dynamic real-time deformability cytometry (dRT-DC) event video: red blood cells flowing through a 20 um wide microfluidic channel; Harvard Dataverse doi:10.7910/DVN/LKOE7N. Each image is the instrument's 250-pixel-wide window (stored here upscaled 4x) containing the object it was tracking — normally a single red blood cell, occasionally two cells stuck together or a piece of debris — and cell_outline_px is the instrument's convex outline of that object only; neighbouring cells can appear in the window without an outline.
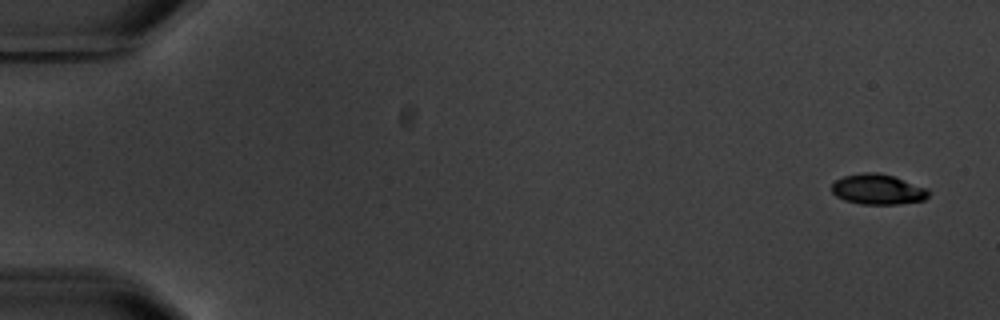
{"species": "common noctule bat (a hibernating species)", "species_latin": "Nyctalus noctula", "temperature_condition": "warm", "stored_images_in_passage": 6, "camera_frame_rate_fps": 3000, "um_per_image_px": 0.085, "animal": {"sex": "male", "body_mass_g": 20.1, "forearm_length_mm": 53.5}, "frame": {"image": 1, "passage_image": 1, "time_ms": 0.0, "image_size_px": [1000, 320], "cell_outline_px": [[932, 192], [924, 200], [900, 204], [860, 204], [844, 200], [836, 196], [832, 192], [832, 184], [836, 180], [844, 176], [864, 172], [876, 172], [892, 176], [928, 188]], "centroid_in_image_um": [74.63, 16.1], "position_along_channel_um": 10.4, "area_um2": 17.17}}
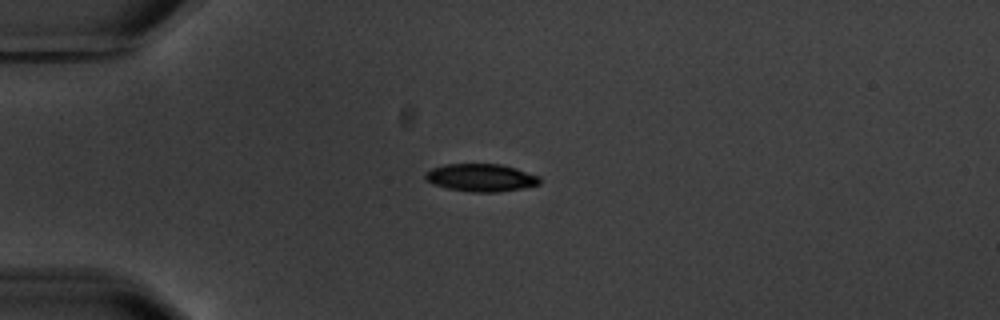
{"frame": {"image": 2, "passage_image": 4, "time_ms": 4.333, "image_size_px": [1000, 320], "cell_outline_px": [[540, 184], [520, 188], [496, 192], [472, 192], [448, 188], [432, 184], [424, 176], [424, 172], [432, 168], [444, 164], [500, 164], [516, 168], [540, 176]], "centroid_in_image_um": [40.86, 15.09], "position_along_channel_um": 44.1, "area_um2": 18.38}}
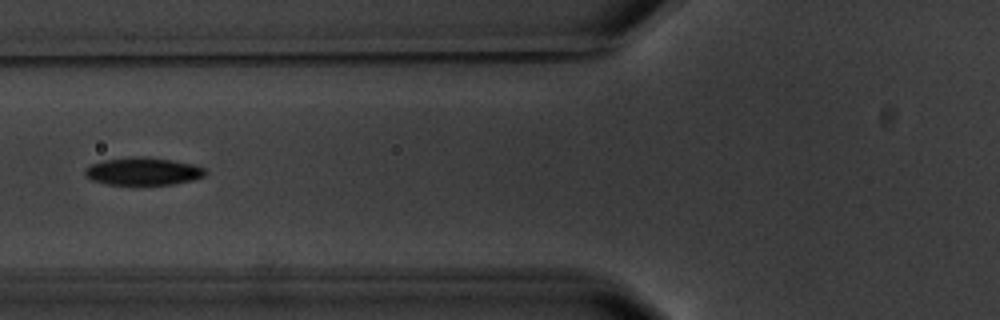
{"frame": {"image": 3, "passage_image": 6, "time_ms": 7.0, "image_size_px": [1000, 320], "cell_outline_px": [[208, 172], [204, 176], [192, 180], [172, 184], [136, 188], [108, 184], [92, 180], [84, 172], [84, 168], [92, 164], [104, 160], [132, 156], [144, 156], [172, 160], [192, 164], [204, 168]], "centroid_in_image_um": [12.15, 14.6], "position_along_channel_um": 113.6, "area_um2": 20.17}}